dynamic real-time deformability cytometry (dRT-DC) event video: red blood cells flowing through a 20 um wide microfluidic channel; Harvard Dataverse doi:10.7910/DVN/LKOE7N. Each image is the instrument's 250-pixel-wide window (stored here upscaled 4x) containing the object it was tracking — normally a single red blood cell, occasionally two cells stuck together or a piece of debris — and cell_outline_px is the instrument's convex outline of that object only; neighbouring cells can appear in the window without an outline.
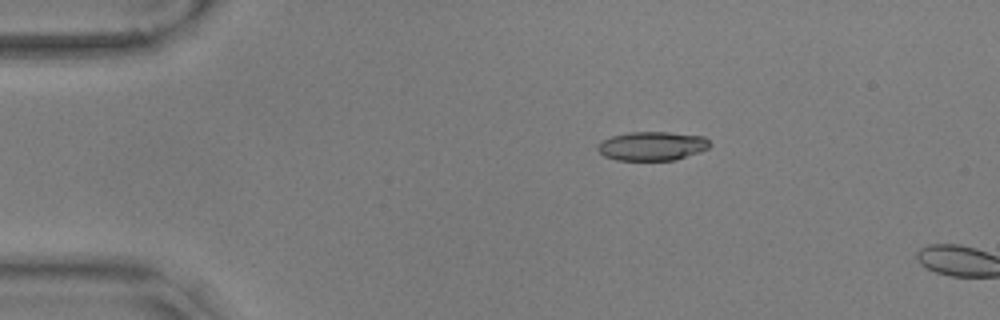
{"species": "common noctule bat (a hibernating species)", "species_latin": "Nyctalus noctula", "temperature_condition": "warm", "stored_images_in_passage": 12, "camera_frame_rate_fps": 3000, "um_per_image_px": 0.085, "animal": {"sex": "male", "body_mass_g": 17.9, "forearm_length_mm": 54.2}, "frame": {"image": 1, "passage_image": 10, "time_ms": 3.0, "image_size_px": [1000, 320], "cell_outline_px": [[712, 144], [708, 148], [700, 152], [672, 160], [616, 160], [604, 156], [596, 148], [596, 144], [600, 140], [612, 136], [628, 132], [668, 132], [704, 136]], "centroid_in_image_um": [55.4, 12.4], "position_along_channel_um": 29.6, "area_um2": 19.02}}